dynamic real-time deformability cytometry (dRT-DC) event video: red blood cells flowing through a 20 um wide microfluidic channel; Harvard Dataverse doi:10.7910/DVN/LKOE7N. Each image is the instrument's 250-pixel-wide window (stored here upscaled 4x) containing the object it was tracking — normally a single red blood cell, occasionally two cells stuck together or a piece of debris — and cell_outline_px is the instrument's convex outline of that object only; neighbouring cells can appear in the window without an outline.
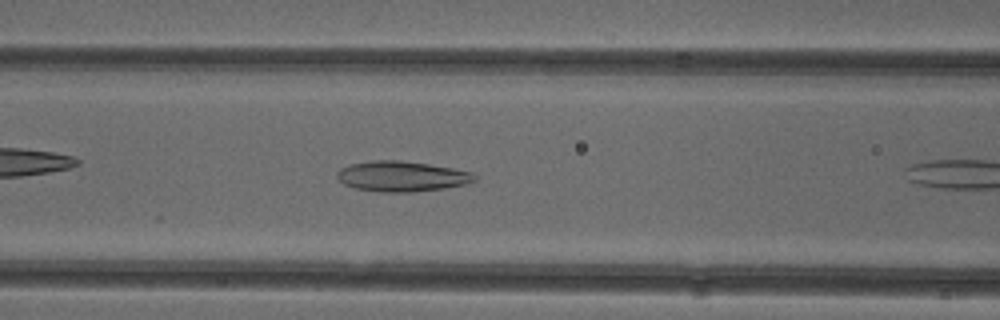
{"species": "common noctule bat (a hibernating species)", "species_latin": "Nyctalus noctula", "temperature_condition": "cold", "stored_images_in_passage": 10, "camera_frame_rate_fps": 3000, "um_per_image_px": 0.085, "animal": {"sex": "female"}, "frame": {"image": 1, "passage_image": 9, "time_ms": 2.667, "image_size_px": [1000, 320], "cell_outline_px": [[476, 180], [464, 184], [444, 188], [408, 192], [380, 192], [356, 188], [344, 184], [336, 176], [336, 172], [340, 168], [352, 164], [372, 160], [400, 160], [428, 164], [452, 168], [472, 172], [476, 176]], "centroid_in_image_um": [34.13, 14.98], "position_along_channel_um": 132.5, "area_um2": 24.16}}